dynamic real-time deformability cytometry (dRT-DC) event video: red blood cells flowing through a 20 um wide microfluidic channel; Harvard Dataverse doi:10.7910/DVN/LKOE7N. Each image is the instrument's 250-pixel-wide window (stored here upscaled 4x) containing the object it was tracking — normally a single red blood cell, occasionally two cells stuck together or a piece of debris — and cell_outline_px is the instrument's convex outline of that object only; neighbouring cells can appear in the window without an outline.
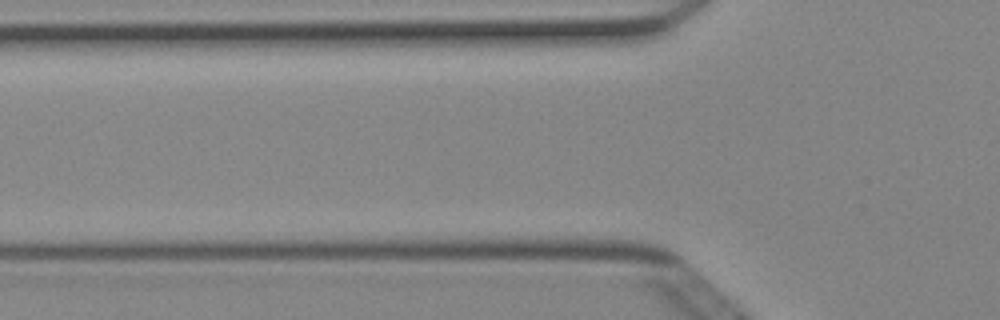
{"species": "Egyptian fruit bat (a non-hibernating species)", "species_latin": "Rousettus aegyptiacus", "temperature_condition": "cold", "stored_images_in_passage": 2, "camera_frame_rate_fps": 3000, "um_per_image_px": 0.085, "animal": {"sex": "female"}, "frame": {"image": 1, "passage_image": 2, "time_ms": 0.333, "image_size_px": [1000, 320], "cell_outline_px": [[628, 260], [596, 260], [488, 256], [504, 252], [564, 240], [624, 256]], "centroid_in_image_um": [47.82, 21.44], "position_along_channel_um": 78.0, "area_um2": 10.46}}